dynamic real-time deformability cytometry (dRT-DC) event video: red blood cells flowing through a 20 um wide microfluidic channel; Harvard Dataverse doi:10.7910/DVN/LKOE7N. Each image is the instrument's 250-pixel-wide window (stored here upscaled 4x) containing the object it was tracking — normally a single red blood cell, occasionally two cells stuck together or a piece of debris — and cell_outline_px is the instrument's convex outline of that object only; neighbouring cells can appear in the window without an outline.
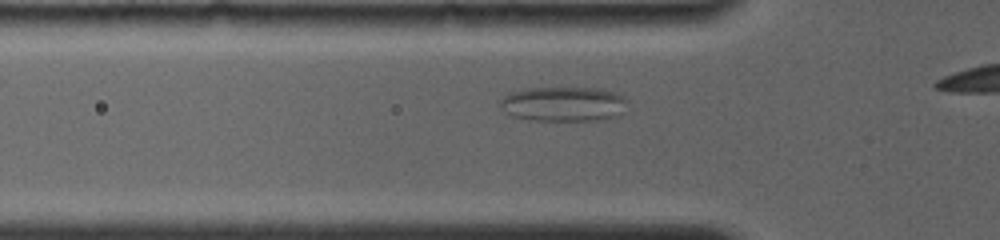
{"species": "common noctule bat (a hibernating species)", "species_latin": "Nyctalus noctula", "temperature_condition": "room temperature", "stored_images_in_passage": 9, "camera_frame_rate_fps": 4000, "um_per_image_px": 0.085, "animal": {"sex": "female", "body_mass_g": 19.0, "forearm_length_mm": 56.7}, "frame": {"image": 1, "passage_image": 7, "time_ms": 2.75, "image_size_px": [1000, 240], "cell_outline_px": [[628, 100], [608, 116], [584, 120], [536, 120], [516, 116], [508, 112], [500, 104], [500, 100], [508, 92], [524, 88], [600, 88], [616, 92], [624, 96]], "centroid_in_image_um": [47.78, 8.78], "position_along_channel_um": 78.0, "area_um2": 24.62}}